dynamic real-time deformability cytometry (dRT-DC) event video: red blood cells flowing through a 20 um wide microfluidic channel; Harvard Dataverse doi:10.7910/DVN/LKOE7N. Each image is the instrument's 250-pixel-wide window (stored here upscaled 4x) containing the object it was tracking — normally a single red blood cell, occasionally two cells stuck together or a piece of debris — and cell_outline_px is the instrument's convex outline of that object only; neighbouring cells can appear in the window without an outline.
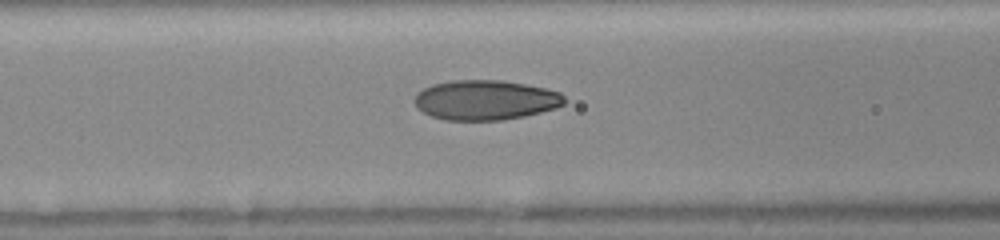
{"species": "human", "species_latin": "Homo sapiens", "temperature_condition": "room temperature", "stored_images_in_passage": 30, "camera_frame_rate_fps": 3000, "um_per_image_px": 0.085, "donor": {"sex": "female"}, "frame": {"image": 1, "passage_image": 11, "time_ms": 3.333, "image_size_px": [1000, 240], "cell_outline_px": [[564, 104], [556, 108], [524, 116], [500, 120], [444, 120], [432, 116], [416, 108], [412, 100], [424, 88], [432, 84], [452, 80], [500, 80], [524, 84], [544, 88], [560, 92], [564, 96]], "centroid_in_image_um": [41.24, 8.5], "position_along_channel_um": 125.4, "area_um2": 34.74}}
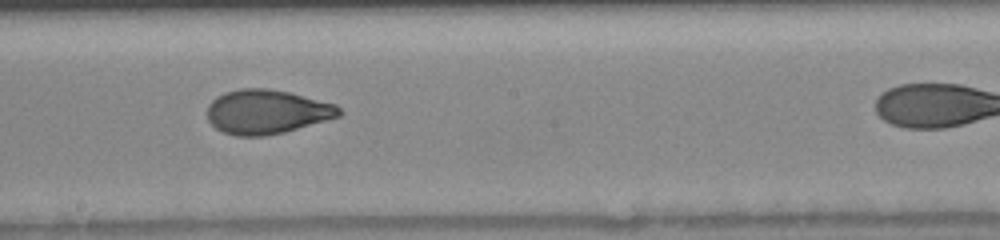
{"frame": {"image": 2, "passage_image": 18, "time_ms": 5.667, "image_size_px": [1000, 240], "cell_outline_px": [[344, 112], [340, 116], [284, 132], [264, 136], [236, 136], [224, 132], [216, 128], [208, 120], [208, 104], [216, 96], [224, 92], [240, 88], [268, 88], [288, 92], [336, 104]], "centroid_in_image_um": [22.67, 9.49], "position_along_channel_um": 225.5, "area_um2": 33.99}}
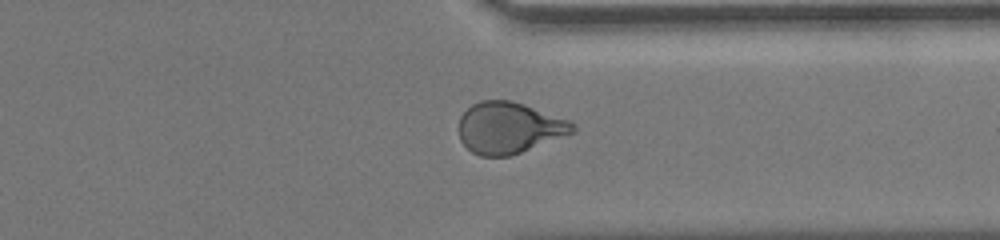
{"frame": {"image": 3, "passage_image": 28, "time_ms": 9.0, "image_size_px": [1000, 240], "cell_outline_px": [[576, 132], [520, 152], [508, 156], [480, 156], [472, 152], [460, 140], [460, 116], [472, 104], [480, 100], [508, 100], [524, 104], [568, 120], [576, 124]], "centroid_in_image_um": [43.28, 10.86], "position_along_channel_um": 368.1, "area_um2": 33.81}}